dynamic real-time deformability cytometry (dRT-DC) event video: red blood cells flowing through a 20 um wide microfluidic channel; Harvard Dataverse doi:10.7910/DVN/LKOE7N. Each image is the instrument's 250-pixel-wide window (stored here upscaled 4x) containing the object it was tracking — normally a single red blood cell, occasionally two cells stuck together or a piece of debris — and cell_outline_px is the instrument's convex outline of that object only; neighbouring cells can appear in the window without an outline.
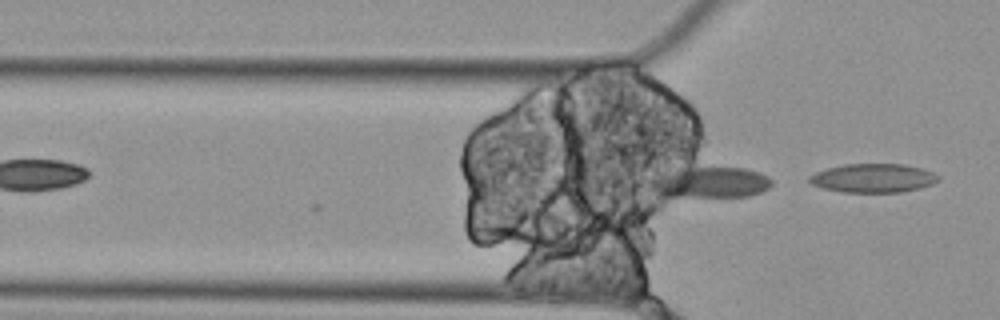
{"species": "Egyptian fruit bat (a non-hibernating species)", "species_latin": "Rousettus aegyptiacus", "temperature_condition": "cold", "stored_images_in_passage": 4, "camera_frame_rate_fps": 3000, "um_per_image_px": 0.085, "animal": {"sex": "female"}, "frame": {"image": 1, "passage_image": 4, "time_ms": 1.0, "image_size_px": [1000, 320], "cell_outline_px": [[772, 184], [768, 188], [760, 192], [748, 196], [668, 196], [660, 192], [652, 184], [652, 172], [688, 168], [744, 168], [760, 172], [768, 176], [772, 180]], "centroid_in_image_um": [60.4, 15.48], "position_along_channel_um": 65.4, "area_um2": 21.5}}